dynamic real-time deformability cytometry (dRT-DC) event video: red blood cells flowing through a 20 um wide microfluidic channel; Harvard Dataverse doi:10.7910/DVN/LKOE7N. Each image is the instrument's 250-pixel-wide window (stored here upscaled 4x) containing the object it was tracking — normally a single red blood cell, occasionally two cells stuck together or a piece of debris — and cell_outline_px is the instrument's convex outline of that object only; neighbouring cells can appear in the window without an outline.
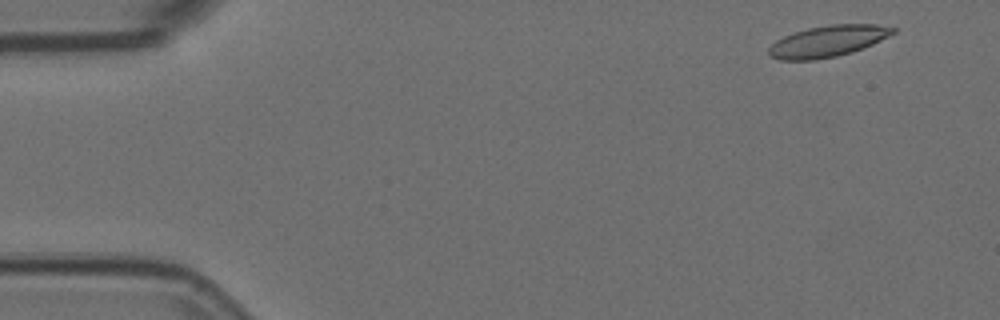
{"species": "Egyptian fruit bat (a non-hibernating species)", "species_latin": "Rousettus aegyptiacus", "temperature_condition": "room temperature", "stored_images_in_passage": 4, "camera_frame_rate_fps": 3000, "um_per_image_px": 0.085, "animal": {"sex": "female"}, "frame": {"image": 1, "passage_image": 1, "time_ms": 0.0, "image_size_px": [1000, 320], "cell_outline_px": [[896, 32], [872, 44], [852, 52], [836, 56], [816, 60], [780, 60], [768, 56], [768, 48], [776, 40], [792, 32], [808, 28], [828, 24], [876, 24], [896, 28]], "centroid_in_image_um": [70.33, 3.5], "position_along_channel_um": 14.7, "area_um2": 22.77}}